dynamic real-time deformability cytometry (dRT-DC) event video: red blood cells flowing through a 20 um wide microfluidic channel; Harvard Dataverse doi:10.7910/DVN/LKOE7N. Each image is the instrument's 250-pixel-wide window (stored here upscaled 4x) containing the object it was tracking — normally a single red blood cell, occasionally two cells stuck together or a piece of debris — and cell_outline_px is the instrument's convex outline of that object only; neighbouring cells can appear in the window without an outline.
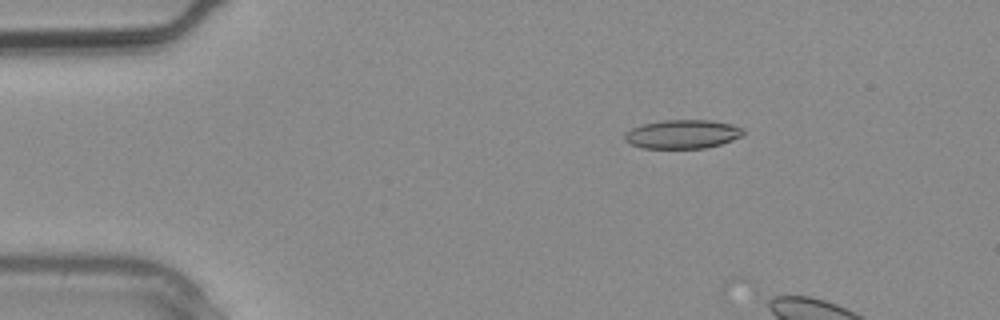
{"species": "common noctule bat (a hibernating species)", "species_latin": "Nyctalus noctula", "temperature_condition": "warm", "stored_images_in_passage": 6, "camera_frame_rate_fps": 3000, "um_per_image_px": 0.085, "animal": {"sex": "male", "body_mass_g": 20.4}, "frame": {"image": 1, "passage_image": 2, "time_ms": 0.333, "image_size_px": [1000, 320], "cell_outline_px": [[744, 132], [740, 136], [732, 140], [720, 144], [704, 148], [644, 148], [632, 144], [624, 140], [624, 132], [632, 128], [644, 124], [664, 120], [712, 120], [732, 124], [744, 128]], "centroid_in_image_um": [58.02, 11.4], "position_along_channel_um": 27.0, "area_um2": 19.83}}